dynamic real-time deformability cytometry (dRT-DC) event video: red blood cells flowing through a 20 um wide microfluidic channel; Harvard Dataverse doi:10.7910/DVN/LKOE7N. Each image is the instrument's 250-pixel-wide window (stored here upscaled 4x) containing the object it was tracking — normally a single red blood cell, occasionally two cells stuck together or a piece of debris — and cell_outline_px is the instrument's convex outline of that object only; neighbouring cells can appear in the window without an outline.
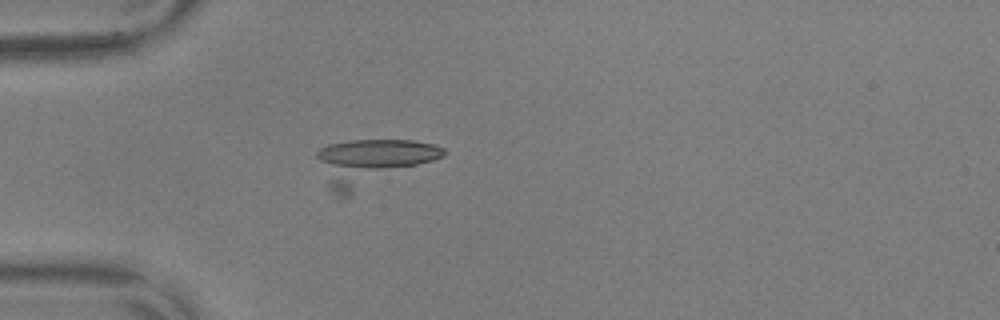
{"species": "common noctule bat (a hibernating species)", "species_latin": "Nyctalus noctula", "temperature_condition": "warm", "stored_images_in_passage": 21, "camera_frame_rate_fps": 3000, "um_per_image_px": 0.085, "animal": {"sex": "male", "body_mass_g": 17.9, "forearm_length_mm": 54.2}, "frame": {"image": 1, "passage_image": 13, "time_ms": 4.0, "image_size_px": [1000, 320], "cell_outline_px": [[444, 156], [352, 196], [336, 200], [328, 188], [316, 156], [316, 152], [320, 148], [328, 144], [348, 140], [416, 140], [436, 144], [444, 148]], "centroid_in_image_um": [31.55, 13.84], "position_along_channel_um": 53.4, "area_um2": 34.97}}